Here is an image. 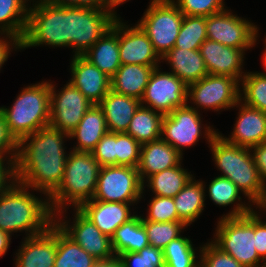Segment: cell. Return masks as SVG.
I'll list each match as a JSON object with an SVG mask.
<instances>
[{"instance_id":"37","label":"cell","mask_w":266,"mask_h":267,"mask_svg":"<svg viewBox=\"0 0 266 267\" xmlns=\"http://www.w3.org/2000/svg\"><path fill=\"white\" fill-rule=\"evenodd\" d=\"M240 85H242L240 86L242 87L240 89V101L249 107L266 112V74L247 72Z\"/></svg>"},{"instance_id":"7","label":"cell","mask_w":266,"mask_h":267,"mask_svg":"<svg viewBox=\"0 0 266 267\" xmlns=\"http://www.w3.org/2000/svg\"><path fill=\"white\" fill-rule=\"evenodd\" d=\"M212 242L244 267H259L264 261L255 249V212L244 216L222 217Z\"/></svg>"},{"instance_id":"21","label":"cell","mask_w":266,"mask_h":267,"mask_svg":"<svg viewBox=\"0 0 266 267\" xmlns=\"http://www.w3.org/2000/svg\"><path fill=\"white\" fill-rule=\"evenodd\" d=\"M238 117L229 137L222 136L228 143L244 148H252L266 142V112L245 105L239 101Z\"/></svg>"},{"instance_id":"45","label":"cell","mask_w":266,"mask_h":267,"mask_svg":"<svg viewBox=\"0 0 266 267\" xmlns=\"http://www.w3.org/2000/svg\"><path fill=\"white\" fill-rule=\"evenodd\" d=\"M91 153L100 166L116 165V133L107 132Z\"/></svg>"},{"instance_id":"52","label":"cell","mask_w":266,"mask_h":267,"mask_svg":"<svg viewBox=\"0 0 266 267\" xmlns=\"http://www.w3.org/2000/svg\"><path fill=\"white\" fill-rule=\"evenodd\" d=\"M129 0H101L103 9L111 14L116 19L120 18L118 17L116 11L114 10L116 6L121 5Z\"/></svg>"},{"instance_id":"5","label":"cell","mask_w":266,"mask_h":267,"mask_svg":"<svg viewBox=\"0 0 266 267\" xmlns=\"http://www.w3.org/2000/svg\"><path fill=\"white\" fill-rule=\"evenodd\" d=\"M10 133L19 142L50 123V82L22 88L10 108L0 107Z\"/></svg>"},{"instance_id":"28","label":"cell","mask_w":266,"mask_h":267,"mask_svg":"<svg viewBox=\"0 0 266 267\" xmlns=\"http://www.w3.org/2000/svg\"><path fill=\"white\" fill-rule=\"evenodd\" d=\"M160 66L121 64L111 77V90L141 100L153 70Z\"/></svg>"},{"instance_id":"14","label":"cell","mask_w":266,"mask_h":267,"mask_svg":"<svg viewBox=\"0 0 266 267\" xmlns=\"http://www.w3.org/2000/svg\"><path fill=\"white\" fill-rule=\"evenodd\" d=\"M157 67L151 73L141 105L163 115L188 104V86L171 72H163ZM147 104V105H146Z\"/></svg>"},{"instance_id":"4","label":"cell","mask_w":266,"mask_h":267,"mask_svg":"<svg viewBox=\"0 0 266 267\" xmlns=\"http://www.w3.org/2000/svg\"><path fill=\"white\" fill-rule=\"evenodd\" d=\"M222 177L231 180L252 204L266 189L250 148L228 143L220 132L209 144ZM223 173V174H222Z\"/></svg>"},{"instance_id":"17","label":"cell","mask_w":266,"mask_h":267,"mask_svg":"<svg viewBox=\"0 0 266 267\" xmlns=\"http://www.w3.org/2000/svg\"><path fill=\"white\" fill-rule=\"evenodd\" d=\"M118 46L121 64L159 66L161 63V58L138 23L130 27L118 18Z\"/></svg>"},{"instance_id":"57","label":"cell","mask_w":266,"mask_h":267,"mask_svg":"<svg viewBox=\"0 0 266 267\" xmlns=\"http://www.w3.org/2000/svg\"><path fill=\"white\" fill-rule=\"evenodd\" d=\"M259 267H266V261L263 262Z\"/></svg>"},{"instance_id":"54","label":"cell","mask_w":266,"mask_h":267,"mask_svg":"<svg viewBox=\"0 0 266 267\" xmlns=\"http://www.w3.org/2000/svg\"><path fill=\"white\" fill-rule=\"evenodd\" d=\"M95 267H123L121 261L115 257L112 260L109 261H102L99 262Z\"/></svg>"},{"instance_id":"22","label":"cell","mask_w":266,"mask_h":267,"mask_svg":"<svg viewBox=\"0 0 266 267\" xmlns=\"http://www.w3.org/2000/svg\"><path fill=\"white\" fill-rule=\"evenodd\" d=\"M130 203L106 202L91 199L79 210L106 236L112 237L115 230L135 215Z\"/></svg>"},{"instance_id":"12","label":"cell","mask_w":266,"mask_h":267,"mask_svg":"<svg viewBox=\"0 0 266 267\" xmlns=\"http://www.w3.org/2000/svg\"><path fill=\"white\" fill-rule=\"evenodd\" d=\"M239 83L237 79L229 76L208 74L188 86L187 101L190 100L196 107L187 105L197 111L199 107L217 112L234 108L240 101Z\"/></svg>"},{"instance_id":"51","label":"cell","mask_w":266,"mask_h":267,"mask_svg":"<svg viewBox=\"0 0 266 267\" xmlns=\"http://www.w3.org/2000/svg\"><path fill=\"white\" fill-rule=\"evenodd\" d=\"M51 3L63 7H82L103 9L101 0H49Z\"/></svg>"},{"instance_id":"46","label":"cell","mask_w":266,"mask_h":267,"mask_svg":"<svg viewBox=\"0 0 266 267\" xmlns=\"http://www.w3.org/2000/svg\"><path fill=\"white\" fill-rule=\"evenodd\" d=\"M17 153L18 141L10 133L4 115L0 111V158L8 157L9 160H16Z\"/></svg>"},{"instance_id":"10","label":"cell","mask_w":266,"mask_h":267,"mask_svg":"<svg viewBox=\"0 0 266 267\" xmlns=\"http://www.w3.org/2000/svg\"><path fill=\"white\" fill-rule=\"evenodd\" d=\"M69 48L82 56L112 28L116 18L104 9L67 7Z\"/></svg>"},{"instance_id":"47","label":"cell","mask_w":266,"mask_h":267,"mask_svg":"<svg viewBox=\"0 0 266 267\" xmlns=\"http://www.w3.org/2000/svg\"><path fill=\"white\" fill-rule=\"evenodd\" d=\"M15 162L16 160L0 158V195L16 181Z\"/></svg>"},{"instance_id":"49","label":"cell","mask_w":266,"mask_h":267,"mask_svg":"<svg viewBox=\"0 0 266 267\" xmlns=\"http://www.w3.org/2000/svg\"><path fill=\"white\" fill-rule=\"evenodd\" d=\"M4 35V36H2ZM2 36V38H1ZM11 46V47H10ZM20 49V42L14 37L7 35L5 33H0V69L3 67V64L7 61L10 56V52L13 49Z\"/></svg>"},{"instance_id":"1","label":"cell","mask_w":266,"mask_h":267,"mask_svg":"<svg viewBox=\"0 0 266 267\" xmlns=\"http://www.w3.org/2000/svg\"><path fill=\"white\" fill-rule=\"evenodd\" d=\"M67 138L68 133L50 126L22 138L15 162L16 181L49 198L64 176L68 154L63 143Z\"/></svg>"},{"instance_id":"29","label":"cell","mask_w":266,"mask_h":267,"mask_svg":"<svg viewBox=\"0 0 266 267\" xmlns=\"http://www.w3.org/2000/svg\"><path fill=\"white\" fill-rule=\"evenodd\" d=\"M204 181L192 178L185 187L173 197L178 218L187 227L201 215L206 200Z\"/></svg>"},{"instance_id":"8","label":"cell","mask_w":266,"mask_h":267,"mask_svg":"<svg viewBox=\"0 0 266 267\" xmlns=\"http://www.w3.org/2000/svg\"><path fill=\"white\" fill-rule=\"evenodd\" d=\"M183 17L172 0H150L143 17L137 22L160 58L174 47Z\"/></svg>"},{"instance_id":"48","label":"cell","mask_w":266,"mask_h":267,"mask_svg":"<svg viewBox=\"0 0 266 267\" xmlns=\"http://www.w3.org/2000/svg\"><path fill=\"white\" fill-rule=\"evenodd\" d=\"M255 212V243L258 256L265 262L266 261V222L262 221L261 215Z\"/></svg>"},{"instance_id":"23","label":"cell","mask_w":266,"mask_h":267,"mask_svg":"<svg viewBox=\"0 0 266 267\" xmlns=\"http://www.w3.org/2000/svg\"><path fill=\"white\" fill-rule=\"evenodd\" d=\"M183 156L161 138L141 145L137 166L141 181L154 173L182 164Z\"/></svg>"},{"instance_id":"20","label":"cell","mask_w":266,"mask_h":267,"mask_svg":"<svg viewBox=\"0 0 266 267\" xmlns=\"http://www.w3.org/2000/svg\"><path fill=\"white\" fill-rule=\"evenodd\" d=\"M69 82L93 104H99L111 90V78L83 56L71 59Z\"/></svg>"},{"instance_id":"30","label":"cell","mask_w":266,"mask_h":267,"mask_svg":"<svg viewBox=\"0 0 266 267\" xmlns=\"http://www.w3.org/2000/svg\"><path fill=\"white\" fill-rule=\"evenodd\" d=\"M207 188V193L214 204L226 207L236 203L233 205L235 207L231 209L232 211L226 215L224 214L222 217L244 216L245 214H248L254 210V208H251L253 204L248 205L245 201L244 203L241 201L242 198L240 195L242 192L228 178L218 175V177H214Z\"/></svg>"},{"instance_id":"33","label":"cell","mask_w":266,"mask_h":267,"mask_svg":"<svg viewBox=\"0 0 266 267\" xmlns=\"http://www.w3.org/2000/svg\"><path fill=\"white\" fill-rule=\"evenodd\" d=\"M164 115L142 105L134 113L126 134L138 143L145 144L161 138Z\"/></svg>"},{"instance_id":"2","label":"cell","mask_w":266,"mask_h":267,"mask_svg":"<svg viewBox=\"0 0 266 267\" xmlns=\"http://www.w3.org/2000/svg\"><path fill=\"white\" fill-rule=\"evenodd\" d=\"M29 187L15 181L0 195V230L12 235L25 231L26 237L47 231L55 223L49 198L39 199Z\"/></svg>"},{"instance_id":"3","label":"cell","mask_w":266,"mask_h":267,"mask_svg":"<svg viewBox=\"0 0 266 267\" xmlns=\"http://www.w3.org/2000/svg\"><path fill=\"white\" fill-rule=\"evenodd\" d=\"M62 182L49 197L53 214L64 213L69 207L79 209L90 201L96 191L100 165L92 153L70 148ZM65 210V211H64Z\"/></svg>"},{"instance_id":"40","label":"cell","mask_w":266,"mask_h":267,"mask_svg":"<svg viewBox=\"0 0 266 267\" xmlns=\"http://www.w3.org/2000/svg\"><path fill=\"white\" fill-rule=\"evenodd\" d=\"M117 258L123 267H165L163 250L151 245L138 252L121 253Z\"/></svg>"},{"instance_id":"19","label":"cell","mask_w":266,"mask_h":267,"mask_svg":"<svg viewBox=\"0 0 266 267\" xmlns=\"http://www.w3.org/2000/svg\"><path fill=\"white\" fill-rule=\"evenodd\" d=\"M14 260L15 267H54L57 252V225L47 231L24 237Z\"/></svg>"},{"instance_id":"41","label":"cell","mask_w":266,"mask_h":267,"mask_svg":"<svg viewBox=\"0 0 266 267\" xmlns=\"http://www.w3.org/2000/svg\"><path fill=\"white\" fill-rule=\"evenodd\" d=\"M141 144L131 135L116 133V165L137 168Z\"/></svg>"},{"instance_id":"34","label":"cell","mask_w":266,"mask_h":267,"mask_svg":"<svg viewBox=\"0 0 266 267\" xmlns=\"http://www.w3.org/2000/svg\"><path fill=\"white\" fill-rule=\"evenodd\" d=\"M194 176L182 168V165L157 172L149 176L143 183L148 184L155 196L175 197Z\"/></svg>"},{"instance_id":"6","label":"cell","mask_w":266,"mask_h":267,"mask_svg":"<svg viewBox=\"0 0 266 267\" xmlns=\"http://www.w3.org/2000/svg\"><path fill=\"white\" fill-rule=\"evenodd\" d=\"M25 35L20 50L47 45L69 47L67 7L58 6L49 0H31ZM35 2V3H34Z\"/></svg>"},{"instance_id":"25","label":"cell","mask_w":266,"mask_h":267,"mask_svg":"<svg viewBox=\"0 0 266 267\" xmlns=\"http://www.w3.org/2000/svg\"><path fill=\"white\" fill-rule=\"evenodd\" d=\"M110 78L121 66L118 46V19L95 44L82 55Z\"/></svg>"},{"instance_id":"18","label":"cell","mask_w":266,"mask_h":267,"mask_svg":"<svg viewBox=\"0 0 266 267\" xmlns=\"http://www.w3.org/2000/svg\"><path fill=\"white\" fill-rule=\"evenodd\" d=\"M208 74L229 76L241 82L247 73L243 70L245 50L222 45L206 39L199 47Z\"/></svg>"},{"instance_id":"15","label":"cell","mask_w":266,"mask_h":267,"mask_svg":"<svg viewBox=\"0 0 266 267\" xmlns=\"http://www.w3.org/2000/svg\"><path fill=\"white\" fill-rule=\"evenodd\" d=\"M74 219H62L63 213L55 214V224L75 243L99 262L114 259L111 238L104 235L79 209H73ZM58 215V216H57Z\"/></svg>"},{"instance_id":"38","label":"cell","mask_w":266,"mask_h":267,"mask_svg":"<svg viewBox=\"0 0 266 267\" xmlns=\"http://www.w3.org/2000/svg\"><path fill=\"white\" fill-rule=\"evenodd\" d=\"M206 17L184 15L180 32L173 48L199 49L207 39Z\"/></svg>"},{"instance_id":"27","label":"cell","mask_w":266,"mask_h":267,"mask_svg":"<svg viewBox=\"0 0 266 267\" xmlns=\"http://www.w3.org/2000/svg\"><path fill=\"white\" fill-rule=\"evenodd\" d=\"M161 60H165L172 68L171 73L176 75L187 86L208 75L205 61L199 49L188 50L172 48Z\"/></svg>"},{"instance_id":"43","label":"cell","mask_w":266,"mask_h":267,"mask_svg":"<svg viewBox=\"0 0 266 267\" xmlns=\"http://www.w3.org/2000/svg\"><path fill=\"white\" fill-rule=\"evenodd\" d=\"M183 15L207 17L226 9L224 0H172Z\"/></svg>"},{"instance_id":"42","label":"cell","mask_w":266,"mask_h":267,"mask_svg":"<svg viewBox=\"0 0 266 267\" xmlns=\"http://www.w3.org/2000/svg\"><path fill=\"white\" fill-rule=\"evenodd\" d=\"M146 217L141 216V220L153 222L180 221L175 208L173 198L164 196H153L151 198Z\"/></svg>"},{"instance_id":"56","label":"cell","mask_w":266,"mask_h":267,"mask_svg":"<svg viewBox=\"0 0 266 267\" xmlns=\"http://www.w3.org/2000/svg\"><path fill=\"white\" fill-rule=\"evenodd\" d=\"M264 43H265V51H264V55H263V66H264V69L266 68V38H265V41H264ZM265 71H266V69H265ZM266 74V73H265Z\"/></svg>"},{"instance_id":"13","label":"cell","mask_w":266,"mask_h":267,"mask_svg":"<svg viewBox=\"0 0 266 267\" xmlns=\"http://www.w3.org/2000/svg\"><path fill=\"white\" fill-rule=\"evenodd\" d=\"M232 13L225 9L206 17L207 39L228 47L250 50L256 45L259 28Z\"/></svg>"},{"instance_id":"16","label":"cell","mask_w":266,"mask_h":267,"mask_svg":"<svg viewBox=\"0 0 266 267\" xmlns=\"http://www.w3.org/2000/svg\"><path fill=\"white\" fill-rule=\"evenodd\" d=\"M52 83L50 82L49 126L69 134L78 126L93 103L70 82L61 91H56L57 86Z\"/></svg>"},{"instance_id":"35","label":"cell","mask_w":266,"mask_h":267,"mask_svg":"<svg viewBox=\"0 0 266 267\" xmlns=\"http://www.w3.org/2000/svg\"><path fill=\"white\" fill-rule=\"evenodd\" d=\"M99 263L57 226V252L54 267H95Z\"/></svg>"},{"instance_id":"11","label":"cell","mask_w":266,"mask_h":267,"mask_svg":"<svg viewBox=\"0 0 266 267\" xmlns=\"http://www.w3.org/2000/svg\"><path fill=\"white\" fill-rule=\"evenodd\" d=\"M199 111L189 107H179L170 114L164 115L162 120L161 139L169 143L183 156L184 147L195 145L204 134L208 145L218 134L217 129L204 126ZM203 133V134H202Z\"/></svg>"},{"instance_id":"50","label":"cell","mask_w":266,"mask_h":267,"mask_svg":"<svg viewBox=\"0 0 266 267\" xmlns=\"http://www.w3.org/2000/svg\"><path fill=\"white\" fill-rule=\"evenodd\" d=\"M251 152L260 178L266 185V142L252 147Z\"/></svg>"},{"instance_id":"26","label":"cell","mask_w":266,"mask_h":267,"mask_svg":"<svg viewBox=\"0 0 266 267\" xmlns=\"http://www.w3.org/2000/svg\"><path fill=\"white\" fill-rule=\"evenodd\" d=\"M107 132L104 113L98 104H93L78 126L69 133L70 140H77L72 150L91 153Z\"/></svg>"},{"instance_id":"32","label":"cell","mask_w":266,"mask_h":267,"mask_svg":"<svg viewBox=\"0 0 266 267\" xmlns=\"http://www.w3.org/2000/svg\"><path fill=\"white\" fill-rule=\"evenodd\" d=\"M28 1L31 3V0H0V33L22 41L28 21Z\"/></svg>"},{"instance_id":"31","label":"cell","mask_w":266,"mask_h":267,"mask_svg":"<svg viewBox=\"0 0 266 267\" xmlns=\"http://www.w3.org/2000/svg\"><path fill=\"white\" fill-rule=\"evenodd\" d=\"M111 243L116 257L121 253L138 252L149 246L141 215L135 214L132 219L119 226L111 237Z\"/></svg>"},{"instance_id":"24","label":"cell","mask_w":266,"mask_h":267,"mask_svg":"<svg viewBox=\"0 0 266 267\" xmlns=\"http://www.w3.org/2000/svg\"><path fill=\"white\" fill-rule=\"evenodd\" d=\"M140 100L110 90L98 106L102 109L108 132L126 133Z\"/></svg>"},{"instance_id":"36","label":"cell","mask_w":266,"mask_h":267,"mask_svg":"<svg viewBox=\"0 0 266 267\" xmlns=\"http://www.w3.org/2000/svg\"><path fill=\"white\" fill-rule=\"evenodd\" d=\"M190 238L182 235L170 241L163 249L165 267H199L200 255L194 249Z\"/></svg>"},{"instance_id":"55","label":"cell","mask_w":266,"mask_h":267,"mask_svg":"<svg viewBox=\"0 0 266 267\" xmlns=\"http://www.w3.org/2000/svg\"><path fill=\"white\" fill-rule=\"evenodd\" d=\"M253 205H256L254 207L259 208L260 211L266 212V189L264 192L259 196V198L253 203Z\"/></svg>"},{"instance_id":"44","label":"cell","mask_w":266,"mask_h":267,"mask_svg":"<svg viewBox=\"0 0 266 267\" xmlns=\"http://www.w3.org/2000/svg\"><path fill=\"white\" fill-rule=\"evenodd\" d=\"M199 248L201 267H244L231 255L223 252L212 241Z\"/></svg>"},{"instance_id":"39","label":"cell","mask_w":266,"mask_h":267,"mask_svg":"<svg viewBox=\"0 0 266 267\" xmlns=\"http://www.w3.org/2000/svg\"><path fill=\"white\" fill-rule=\"evenodd\" d=\"M149 244L163 250L167 244L181 236L187 226L181 221L153 222L142 220Z\"/></svg>"},{"instance_id":"53","label":"cell","mask_w":266,"mask_h":267,"mask_svg":"<svg viewBox=\"0 0 266 267\" xmlns=\"http://www.w3.org/2000/svg\"><path fill=\"white\" fill-rule=\"evenodd\" d=\"M11 235L7 232L0 230V257L6 254L11 243Z\"/></svg>"},{"instance_id":"9","label":"cell","mask_w":266,"mask_h":267,"mask_svg":"<svg viewBox=\"0 0 266 267\" xmlns=\"http://www.w3.org/2000/svg\"><path fill=\"white\" fill-rule=\"evenodd\" d=\"M145 186L138 169L129 166H101L93 200L134 204L144 197Z\"/></svg>"}]
</instances>
